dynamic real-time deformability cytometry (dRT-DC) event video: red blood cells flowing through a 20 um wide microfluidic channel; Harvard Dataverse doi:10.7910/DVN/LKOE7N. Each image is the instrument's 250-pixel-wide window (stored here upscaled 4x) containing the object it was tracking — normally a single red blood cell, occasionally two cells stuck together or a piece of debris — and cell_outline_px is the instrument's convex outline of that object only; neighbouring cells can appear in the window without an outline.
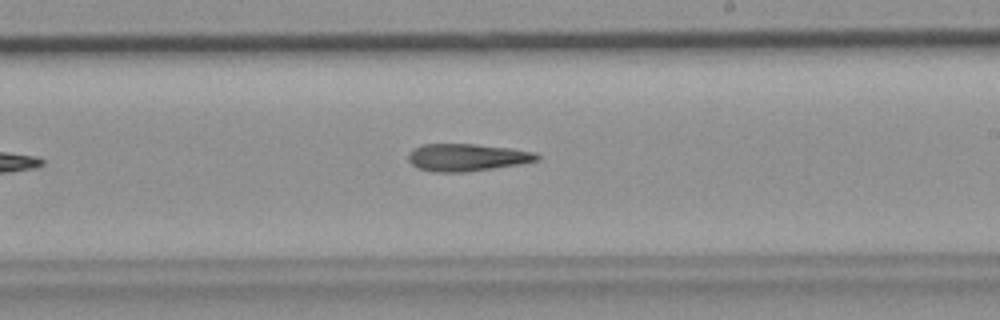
{"species": "common noctule bat (a hibernating species)", "species_latin": "Nyctalus noctula", "temperature_condition": "room temperature", "stored_images_in_passage": 20, "camera_frame_rate_fps": 3000, "um_per_image_px": 0.085, "animal": {"sex": "female", "body_mass_g": 19.9}, "frame": {"image": 1, "passage_image": 17, "time_ms": 5.333, "image_size_px": [1000, 320], "cell_outline_px": [[540, 160], [520, 164], [464, 172], [436, 172], [416, 168], [408, 160], [408, 156], [412, 148], [420, 144], [476, 144], [508, 148], [532, 152], [540, 156]], "centroid_in_image_um": [39.64, 13.37], "position_along_channel_um": 249.4, "area_um2": 20.46}}